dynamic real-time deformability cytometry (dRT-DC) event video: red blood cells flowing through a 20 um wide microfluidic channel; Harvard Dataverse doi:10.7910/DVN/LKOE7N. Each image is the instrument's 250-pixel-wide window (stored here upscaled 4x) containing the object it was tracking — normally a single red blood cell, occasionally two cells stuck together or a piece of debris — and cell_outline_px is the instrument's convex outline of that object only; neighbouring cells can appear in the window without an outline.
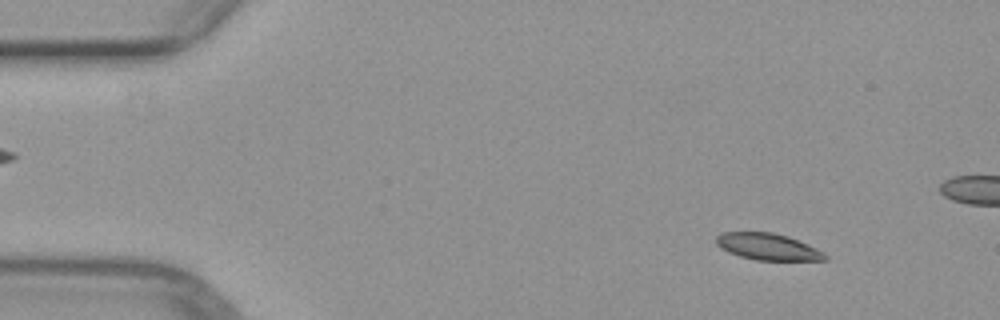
{"species": "common noctule bat (a hibernating species)", "species_latin": "Nyctalus noctula", "temperature_condition": "warm", "stored_images_in_passage": 51, "camera_frame_rate_fps": 3000, "um_per_image_px": 0.085, "animal": {"sex": "female", "body_mass_g": 29.2, "forearm_length_mm": 56.3}, "frame": {"image": 1, "passage_image": 5, "time_ms": 1.333, "image_size_px": [1000, 320], "cell_outline_px": [[828, 260], [756, 260], [740, 256], [728, 252], [720, 248], [716, 244], [716, 236], [720, 232], [772, 232], [788, 236], [808, 244], [824, 252], [828, 256]], "centroid_in_image_um": [65.26, 20.96], "position_along_channel_um": 19.7, "area_um2": 16.99}}
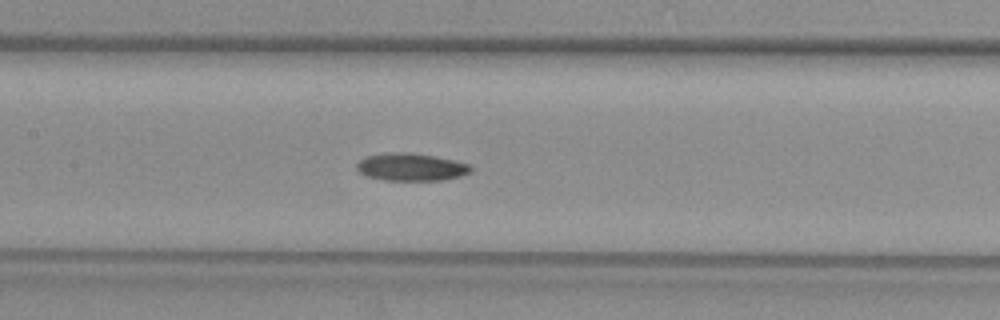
{"frame": {"image": 2, "passage_image": 23, "time_ms": 7.333, "image_size_px": [1000, 320], "cell_outline_px": [[472, 172], [460, 176], [444, 180], [384, 180], [368, 176], [360, 172], [356, 168], [356, 164], [360, 160], [368, 156], [396, 152], [408, 152], [456, 160], [468, 164], [472, 168]], "centroid_in_image_um": [34.98, 14.2], "position_along_channel_um": 172.4, "area_um2": 18.15}}
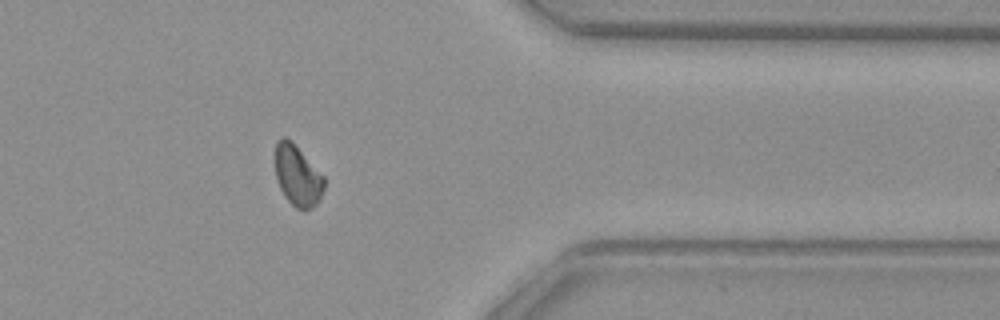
{"frame": {"image": 3, "passage_image": 40, "time_ms": 13.0, "image_size_px": [1000, 320], "cell_outline_px": [[324, 188], [320, 200], [312, 208], [304, 212], [296, 208], [284, 196], [276, 180], [276, 140], [280, 136], [284, 136], [292, 140], [324, 176]], "centroid_in_image_um": [25.3, 14.93], "position_along_channel_um": 386.1, "area_um2": 17.63}}